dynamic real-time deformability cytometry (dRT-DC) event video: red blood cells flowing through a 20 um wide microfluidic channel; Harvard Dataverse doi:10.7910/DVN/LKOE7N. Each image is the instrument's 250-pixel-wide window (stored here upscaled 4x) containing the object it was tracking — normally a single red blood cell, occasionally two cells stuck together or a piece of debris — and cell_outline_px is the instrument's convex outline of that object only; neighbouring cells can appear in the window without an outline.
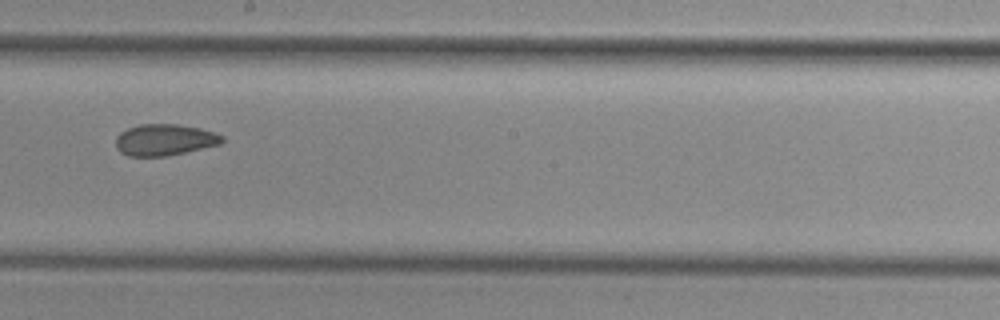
{"species": "common noctule bat (a hibernating species)", "species_latin": "Nyctalus noctula", "temperature_condition": "cold", "stored_images_in_passage": 9, "camera_frame_rate_fps": 3000, "um_per_image_px": 0.085, "animal": {"sex": "female", "body_mass_g": 29.2, "forearm_length_mm": 56.3}, "frame": {"image": 1, "passage_image": 9, "time_ms": 10.0, "image_size_px": [1000, 320], "cell_outline_px": [[224, 140], [220, 144], [168, 156], [128, 156], [120, 152], [116, 148], [116, 136], [120, 132], [128, 128], [140, 124], [176, 124], [200, 128], [224, 136]], "centroid_in_image_um": [13.97, 11.89], "position_along_channel_um": 234.2, "area_um2": 19.48}}